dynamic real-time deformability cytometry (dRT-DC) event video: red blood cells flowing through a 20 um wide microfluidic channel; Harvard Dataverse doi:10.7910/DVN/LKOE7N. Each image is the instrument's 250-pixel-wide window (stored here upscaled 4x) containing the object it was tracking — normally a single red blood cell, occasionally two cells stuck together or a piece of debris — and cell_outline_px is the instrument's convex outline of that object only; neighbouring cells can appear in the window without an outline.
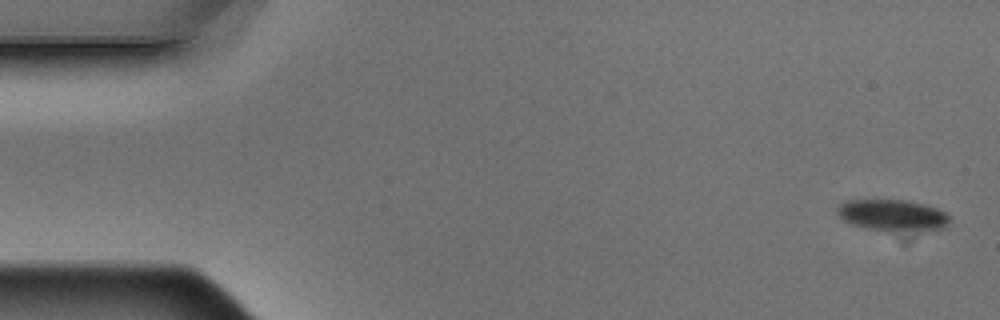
{"species": "Egyptian fruit bat (a non-hibernating species)", "species_latin": "Rousettus aegyptiacus", "temperature_condition": "warm", "stored_images_in_passage": 4, "camera_frame_rate_fps": 3000, "um_per_image_px": 0.085, "animal": {"sex": "male"}, "frame": {"image": 1, "passage_image": 1, "time_ms": 0.0, "image_size_px": [1000, 320], "cell_outline_px": [[948, 224], [944, 228], [888, 232], [884, 232], [864, 228], [852, 224], [844, 220], [836, 212], [836, 208], [844, 200], [904, 200], [924, 204], [936, 208], [944, 212], [948, 216]], "centroid_in_image_um": [75.81, 18.3], "position_along_channel_um": 9.2, "area_um2": 20.58}}
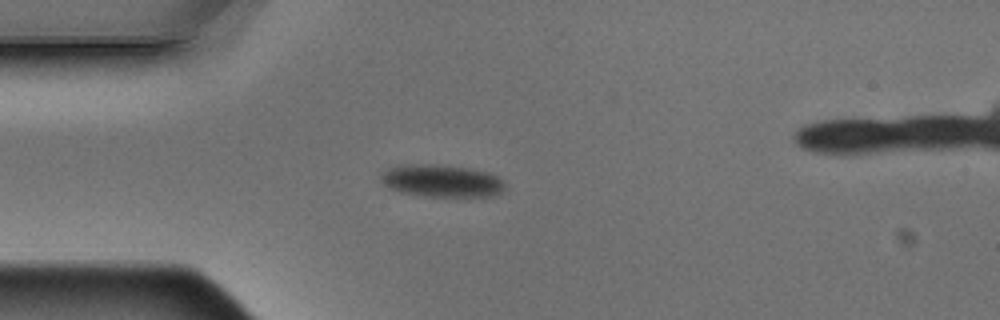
{"frame": {"image": 2, "passage_image": 4, "time_ms": 1.0, "image_size_px": [1000, 320], "cell_outline_px": [[504, 188], [500, 192], [492, 196], [424, 196], [400, 192], [388, 188], [380, 184], [380, 172], [388, 168], [400, 164], [432, 164], [468, 168], [488, 172], [496, 176], [504, 184]], "centroid_in_image_um": [37.43, 15.36], "position_along_channel_um": 47.6, "area_um2": 23.52}}